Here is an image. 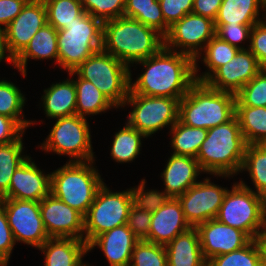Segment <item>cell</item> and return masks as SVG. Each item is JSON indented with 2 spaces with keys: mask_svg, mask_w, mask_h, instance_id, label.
Returning <instances> with one entry per match:
<instances>
[{
  "mask_svg": "<svg viewBox=\"0 0 266 266\" xmlns=\"http://www.w3.org/2000/svg\"><path fill=\"white\" fill-rule=\"evenodd\" d=\"M124 16L154 28L163 36L170 28L165 23L159 0H126Z\"/></svg>",
  "mask_w": 266,
  "mask_h": 266,
  "instance_id": "cell-32",
  "label": "cell"
},
{
  "mask_svg": "<svg viewBox=\"0 0 266 266\" xmlns=\"http://www.w3.org/2000/svg\"><path fill=\"white\" fill-rule=\"evenodd\" d=\"M54 120L56 123L46 141L41 143V149L46 153L54 152L60 156H69V162L93 161L94 153L87 119L72 115Z\"/></svg>",
  "mask_w": 266,
  "mask_h": 266,
  "instance_id": "cell-10",
  "label": "cell"
},
{
  "mask_svg": "<svg viewBox=\"0 0 266 266\" xmlns=\"http://www.w3.org/2000/svg\"><path fill=\"white\" fill-rule=\"evenodd\" d=\"M262 4H263L264 8L266 9V0H262Z\"/></svg>",
  "mask_w": 266,
  "mask_h": 266,
  "instance_id": "cell-52",
  "label": "cell"
},
{
  "mask_svg": "<svg viewBox=\"0 0 266 266\" xmlns=\"http://www.w3.org/2000/svg\"><path fill=\"white\" fill-rule=\"evenodd\" d=\"M228 188L210 181V177L197 182L178 197L186 221L191 227L215 219Z\"/></svg>",
  "mask_w": 266,
  "mask_h": 266,
  "instance_id": "cell-14",
  "label": "cell"
},
{
  "mask_svg": "<svg viewBox=\"0 0 266 266\" xmlns=\"http://www.w3.org/2000/svg\"><path fill=\"white\" fill-rule=\"evenodd\" d=\"M54 59L58 64L57 30L50 24L44 25L31 38L29 44L14 59V67L26 77L28 59Z\"/></svg>",
  "mask_w": 266,
  "mask_h": 266,
  "instance_id": "cell-24",
  "label": "cell"
},
{
  "mask_svg": "<svg viewBox=\"0 0 266 266\" xmlns=\"http://www.w3.org/2000/svg\"><path fill=\"white\" fill-rule=\"evenodd\" d=\"M76 87V115H97L116 106L92 82L79 76L74 80Z\"/></svg>",
  "mask_w": 266,
  "mask_h": 266,
  "instance_id": "cell-30",
  "label": "cell"
},
{
  "mask_svg": "<svg viewBox=\"0 0 266 266\" xmlns=\"http://www.w3.org/2000/svg\"><path fill=\"white\" fill-rule=\"evenodd\" d=\"M236 98L249 107H266V69H262L236 94Z\"/></svg>",
  "mask_w": 266,
  "mask_h": 266,
  "instance_id": "cell-41",
  "label": "cell"
},
{
  "mask_svg": "<svg viewBox=\"0 0 266 266\" xmlns=\"http://www.w3.org/2000/svg\"><path fill=\"white\" fill-rule=\"evenodd\" d=\"M239 181L226 192L216 219L260 239L266 233V198Z\"/></svg>",
  "mask_w": 266,
  "mask_h": 266,
  "instance_id": "cell-6",
  "label": "cell"
},
{
  "mask_svg": "<svg viewBox=\"0 0 266 266\" xmlns=\"http://www.w3.org/2000/svg\"><path fill=\"white\" fill-rule=\"evenodd\" d=\"M135 64H141L145 71L132 82L130 70V90L128 94L160 96L174 99L184 97L196 81L194 59L184 53L163 47L157 54Z\"/></svg>",
  "mask_w": 266,
  "mask_h": 266,
  "instance_id": "cell-1",
  "label": "cell"
},
{
  "mask_svg": "<svg viewBox=\"0 0 266 266\" xmlns=\"http://www.w3.org/2000/svg\"><path fill=\"white\" fill-rule=\"evenodd\" d=\"M161 173L164 191L148 190L151 194L163 198H178L191 186L195 185L198 176L204 171L196 158L171 154Z\"/></svg>",
  "mask_w": 266,
  "mask_h": 266,
  "instance_id": "cell-21",
  "label": "cell"
},
{
  "mask_svg": "<svg viewBox=\"0 0 266 266\" xmlns=\"http://www.w3.org/2000/svg\"><path fill=\"white\" fill-rule=\"evenodd\" d=\"M253 26L242 24L230 25V23L215 24L216 36L238 49H246L244 45L242 46V41L245 43V40H250V33Z\"/></svg>",
  "mask_w": 266,
  "mask_h": 266,
  "instance_id": "cell-43",
  "label": "cell"
},
{
  "mask_svg": "<svg viewBox=\"0 0 266 266\" xmlns=\"http://www.w3.org/2000/svg\"><path fill=\"white\" fill-rule=\"evenodd\" d=\"M151 220L152 194L144 188L128 212L126 225L139 240H145L150 231Z\"/></svg>",
  "mask_w": 266,
  "mask_h": 266,
  "instance_id": "cell-38",
  "label": "cell"
},
{
  "mask_svg": "<svg viewBox=\"0 0 266 266\" xmlns=\"http://www.w3.org/2000/svg\"><path fill=\"white\" fill-rule=\"evenodd\" d=\"M58 65L68 73L102 50L103 22L85 11L65 29L57 31Z\"/></svg>",
  "mask_w": 266,
  "mask_h": 266,
  "instance_id": "cell-8",
  "label": "cell"
},
{
  "mask_svg": "<svg viewBox=\"0 0 266 266\" xmlns=\"http://www.w3.org/2000/svg\"><path fill=\"white\" fill-rule=\"evenodd\" d=\"M170 128V145L174 155L196 158L200 147L207 137L208 130L183 124L179 119Z\"/></svg>",
  "mask_w": 266,
  "mask_h": 266,
  "instance_id": "cell-31",
  "label": "cell"
},
{
  "mask_svg": "<svg viewBox=\"0 0 266 266\" xmlns=\"http://www.w3.org/2000/svg\"><path fill=\"white\" fill-rule=\"evenodd\" d=\"M15 241L3 205L0 203V266H7Z\"/></svg>",
  "mask_w": 266,
  "mask_h": 266,
  "instance_id": "cell-46",
  "label": "cell"
},
{
  "mask_svg": "<svg viewBox=\"0 0 266 266\" xmlns=\"http://www.w3.org/2000/svg\"><path fill=\"white\" fill-rule=\"evenodd\" d=\"M235 116L247 145L266 143V107L244 106L236 98Z\"/></svg>",
  "mask_w": 266,
  "mask_h": 266,
  "instance_id": "cell-29",
  "label": "cell"
},
{
  "mask_svg": "<svg viewBox=\"0 0 266 266\" xmlns=\"http://www.w3.org/2000/svg\"><path fill=\"white\" fill-rule=\"evenodd\" d=\"M238 51L239 49L237 47L230 45L215 35L205 45L201 53L194 59L195 80L199 82H205L219 67L231 61ZM200 59L203 61L204 66L208 68V72L205 71L203 74L199 75L197 74L199 70V65H197V62Z\"/></svg>",
  "mask_w": 266,
  "mask_h": 266,
  "instance_id": "cell-28",
  "label": "cell"
},
{
  "mask_svg": "<svg viewBox=\"0 0 266 266\" xmlns=\"http://www.w3.org/2000/svg\"><path fill=\"white\" fill-rule=\"evenodd\" d=\"M179 101L169 97L128 94L123 108L127 104L133 108L127 116V123L149 137L178 121Z\"/></svg>",
  "mask_w": 266,
  "mask_h": 266,
  "instance_id": "cell-11",
  "label": "cell"
},
{
  "mask_svg": "<svg viewBox=\"0 0 266 266\" xmlns=\"http://www.w3.org/2000/svg\"><path fill=\"white\" fill-rule=\"evenodd\" d=\"M50 85L42 96L44 112L48 118L57 119L76 115V87L72 78Z\"/></svg>",
  "mask_w": 266,
  "mask_h": 266,
  "instance_id": "cell-26",
  "label": "cell"
},
{
  "mask_svg": "<svg viewBox=\"0 0 266 266\" xmlns=\"http://www.w3.org/2000/svg\"><path fill=\"white\" fill-rule=\"evenodd\" d=\"M146 180L134 188L113 192L105 183L98 189L94 201L84 216V240L87 245L98 235L125 225L128 212L142 194Z\"/></svg>",
  "mask_w": 266,
  "mask_h": 266,
  "instance_id": "cell-7",
  "label": "cell"
},
{
  "mask_svg": "<svg viewBox=\"0 0 266 266\" xmlns=\"http://www.w3.org/2000/svg\"><path fill=\"white\" fill-rule=\"evenodd\" d=\"M125 126L115 133L110 155L117 163L132 162L140 154L142 138L146 136L125 122Z\"/></svg>",
  "mask_w": 266,
  "mask_h": 266,
  "instance_id": "cell-33",
  "label": "cell"
},
{
  "mask_svg": "<svg viewBox=\"0 0 266 266\" xmlns=\"http://www.w3.org/2000/svg\"><path fill=\"white\" fill-rule=\"evenodd\" d=\"M6 52H8V54ZM2 60H5L6 62L11 63L14 66V58L11 54H9L7 44H6L5 29L0 27V62Z\"/></svg>",
  "mask_w": 266,
  "mask_h": 266,
  "instance_id": "cell-50",
  "label": "cell"
},
{
  "mask_svg": "<svg viewBox=\"0 0 266 266\" xmlns=\"http://www.w3.org/2000/svg\"><path fill=\"white\" fill-rule=\"evenodd\" d=\"M42 220L50 238L84 240V217L52 194L40 201Z\"/></svg>",
  "mask_w": 266,
  "mask_h": 266,
  "instance_id": "cell-16",
  "label": "cell"
},
{
  "mask_svg": "<svg viewBox=\"0 0 266 266\" xmlns=\"http://www.w3.org/2000/svg\"><path fill=\"white\" fill-rule=\"evenodd\" d=\"M190 228L178 198H163L152 194V220L145 241L166 246Z\"/></svg>",
  "mask_w": 266,
  "mask_h": 266,
  "instance_id": "cell-15",
  "label": "cell"
},
{
  "mask_svg": "<svg viewBox=\"0 0 266 266\" xmlns=\"http://www.w3.org/2000/svg\"><path fill=\"white\" fill-rule=\"evenodd\" d=\"M248 42V49L255 55L260 66L266 69V19L252 27Z\"/></svg>",
  "mask_w": 266,
  "mask_h": 266,
  "instance_id": "cell-45",
  "label": "cell"
},
{
  "mask_svg": "<svg viewBox=\"0 0 266 266\" xmlns=\"http://www.w3.org/2000/svg\"><path fill=\"white\" fill-rule=\"evenodd\" d=\"M29 0H0V27L6 28Z\"/></svg>",
  "mask_w": 266,
  "mask_h": 266,
  "instance_id": "cell-48",
  "label": "cell"
},
{
  "mask_svg": "<svg viewBox=\"0 0 266 266\" xmlns=\"http://www.w3.org/2000/svg\"><path fill=\"white\" fill-rule=\"evenodd\" d=\"M223 0H193L192 13L215 21Z\"/></svg>",
  "mask_w": 266,
  "mask_h": 266,
  "instance_id": "cell-49",
  "label": "cell"
},
{
  "mask_svg": "<svg viewBox=\"0 0 266 266\" xmlns=\"http://www.w3.org/2000/svg\"><path fill=\"white\" fill-rule=\"evenodd\" d=\"M159 4L169 27L193 10V0H159Z\"/></svg>",
  "mask_w": 266,
  "mask_h": 266,
  "instance_id": "cell-44",
  "label": "cell"
},
{
  "mask_svg": "<svg viewBox=\"0 0 266 266\" xmlns=\"http://www.w3.org/2000/svg\"><path fill=\"white\" fill-rule=\"evenodd\" d=\"M215 35L216 28L213 20L189 13L169 28L164 36V47L195 59Z\"/></svg>",
  "mask_w": 266,
  "mask_h": 266,
  "instance_id": "cell-13",
  "label": "cell"
},
{
  "mask_svg": "<svg viewBox=\"0 0 266 266\" xmlns=\"http://www.w3.org/2000/svg\"><path fill=\"white\" fill-rule=\"evenodd\" d=\"M139 239L122 225L96 236L88 245V252L100 248L110 266H129L132 252Z\"/></svg>",
  "mask_w": 266,
  "mask_h": 266,
  "instance_id": "cell-22",
  "label": "cell"
},
{
  "mask_svg": "<svg viewBox=\"0 0 266 266\" xmlns=\"http://www.w3.org/2000/svg\"><path fill=\"white\" fill-rule=\"evenodd\" d=\"M22 137L7 144H0V198L8 192L15 170L29 157L23 155L25 147Z\"/></svg>",
  "mask_w": 266,
  "mask_h": 266,
  "instance_id": "cell-37",
  "label": "cell"
},
{
  "mask_svg": "<svg viewBox=\"0 0 266 266\" xmlns=\"http://www.w3.org/2000/svg\"><path fill=\"white\" fill-rule=\"evenodd\" d=\"M165 249L168 266H207L195 227L177 235Z\"/></svg>",
  "mask_w": 266,
  "mask_h": 266,
  "instance_id": "cell-25",
  "label": "cell"
},
{
  "mask_svg": "<svg viewBox=\"0 0 266 266\" xmlns=\"http://www.w3.org/2000/svg\"><path fill=\"white\" fill-rule=\"evenodd\" d=\"M47 11V23L57 31L76 21L83 12L81 0H43Z\"/></svg>",
  "mask_w": 266,
  "mask_h": 266,
  "instance_id": "cell-39",
  "label": "cell"
},
{
  "mask_svg": "<svg viewBox=\"0 0 266 266\" xmlns=\"http://www.w3.org/2000/svg\"><path fill=\"white\" fill-rule=\"evenodd\" d=\"M25 130L14 120L0 114V144L18 140Z\"/></svg>",
  "mask_w": 266,
  "mask_h": 266,
  "instance_id": "cell-47",
  "label": "cell"
},
{
  "mask_svg": "<svg viewBox=\"0 0 266 266\" xmlns=\"http://www.w3.org/2000/svg\"><path fill=\"white\" fill-rule=\"evenodd\" d=\"M259 12H265V16L263 14L260 18ZM263 19H266V9L262 0H223L214 22L215 24L255 25Z\"/></svg>",
  "mask_w": 266,
  "mask_h": 266,
  "instance_id": "cell-27",
  "label": "cell"
},
{
  "mask_svg": "<svg viewBox=\"0 0 266 266\" xmlns=\"http://www.w3.org/2000/svg\"><path fill=\"white\" fill-rule=\"evenodd\" d=\"M242 171L249 173L255 192L266 198V143L246 145Z\"/></svg>",
  "mask_w": 266,
  "mask_h": 266,
  "instance_id": "cell-35",
  "label": "cell"
},
{
  "mask_svg": "<svg viewBox=\"0 0 266 266\" xmlns=\"http://www.w3.org/2000/svg\"><path fill=\"white\" fill-rule=\"evenodd\" d=\"M68 75L92 82L116 108L123 107L130 90V68L103 50L88 57Z\"/></svg>",
  "mask_w": 266,
  "mask_h": 266,
  "instance_id": "cell-9",
  "label": "cell"
},
{
  "mask_svg": "<svg viewBox=\"0 0 266 266\" xmlns=\"http://www.w3.org/2000/svg\"><path fill=\"white\" fill-rule=\"evenodd\" d=\"M207 266H265L262 242L252 239L241 249L212 257Z\"/></svg>",
  "mask_w": 266,
  "mask_h": 266,
  "instance_id": "cell-34",
  "label": "cell"
},
{
  "mask_svg": "<svg viewBox=\"0 0 266 266\" xmlns=\"http://www.w3.org/2000/svg\"><path fill=\"white\" fill-rule=\"evenodd\" d=\"M38 249L45 256L44 266H88L82 261L88 253L85 240L48 238Z\"/></svg>",
  "mask_w": 266,
  "mask_h": 266,
  "instance_id": "cell-23",
  "label": "cell"
},
{
  "mask_svg": "<svg viewBox=\"0 0 266 266\" xmlns=\"http://www.w3.org/2000/svg\"><path fill=\"white\" fill-rule=\"evenodd\" d=\"M15 243L21 242L39 248L50 238L45 229L40 202L0 198Z\"/></svg>",
  "mask_w": 266,
  "mask_h": 266,
  "instance_id": "cell-12",
  "label": "cell"
},
{
  "mask_svg": "<svg viewBox=\"0 0 266 266\" xmlns=\"http://www.w3.org/2000/svg\"><path fill=\"white\" fill-rule=\"evenodd\" d=\"M246 142L236 116L225 124L208 130L207 137L197 154V161L204 173L229 178L239 174Z\"/></svg>",
  "mask_w": 266,
  "mask_h": 266,
  "instance_id": "cell-3",
  "label": "cell"
},
{
  "mask_svg": "<svg viewBox=\"0 0 266 266\" xmlns=\"http://www.w3.org/2000/svg\"><path fill=\"white\" fill-rule=\"evenodd\" d=\"M84 11L103 23L124 16L126 0H81Z\"/></svg>",
  "mask_w": 266,
  "mask_h": 266,
  "instance_id": "cell-42",
  "label": "cell"
},
{
  "mask_svg": "<svg viewBox=\"0 0 266 266\" xmlns=\"http://www.w3.org/2000/svg\"><path fill=\"white\" fill-rule=\"evenodd\" d=\"M129 266H168L165 246L139 240L134 246Z\"/></svg>",
  "mask_w": 266,
  "mask_h": 266,
  "instance_id": "cell-40",
  "label": "cell"
},
{
  "mask_svg": "<svg viewBox=\"0 0 266 266\" xmlns=\"http://www.w3.org/2000/svg\"><path fill=\"white\" fill-rule=\"evenodd\" d=\"M262 69L248 48L239 49L233 59L219 67L205 83L213 89L236 95Z\"/></svg>",
  "mask_w": 266,
  "mask_h": 266,
  "instance_id": "cell-17",
  "label": "cell"
},
{
  "mask_svg": "<svg viewBox=\"0 0 266 266\" xmlns=\"http://www.w3.org/2000/svg\"><path fill=\"white\" fill-rule=\"evenodd\" d=\"M93 163L95 160L68 161L51 172V194L83 217L93 203L98 189L104 184Z\"/></svg>",
  "mask_w": 266,
  "mask_h": 266,
  "instance_id": "cell-5",
  "label": "cell"
},
{
  "mask_svg": "<svg viewBox=\"0 0 266 266\" xmlns=\"http://www.w3.org/2000/svg\"><path fill=\"white\" fill-rule=\"evenodd\" d=\"M164 47V36L136 19L121 16L103 23L102 50L129 68L157 54Z\"/></svg>",
  "mask_w": 266,
  "mask_h": 266,
  "instance_id": "cell-2",
  "label": "cell"
},
{
  "mask_svg": "<svg viewBox=\"0 0 266 266\" xmlns=\"http://www.w3.org/2000/svg\"><path fill=\"white\" fill-rule=\"evenodd\" d=\"M204 259L236 251L246 246L252 239L242 230L219 222L216 218L195 227Z\"/></svg>",
  "mask_w": 266,
  "mask_h": 266,
  "instance_id": "cell-18",
  "label": "cell"
},
{
  "mask_svg": "<svg viewBox=\"0 0 266 266\" xmlns=\"http://www.w3.org/2000/svg\"><path fill=\"white\" fill-rule=\"evenodd\" d=\"M236 95L195 81L179 101L178 119L185 125L211 129L235 116Z\"/></svg>",
  "mask_w": 266,
  "mask_h": 266,
  "instance_id": "cell-4",
  "label": "cell"
},
{
  "mask_svg": "<svg viewBox=\"0 0 266 266\" xmlns=\"http://www.w3.org/2000/svg\"><path fill=\"white\" fill-rule=\"evenodd\" d=\"M261 242H262V247L264 250V263L266 266V233L260 238Z\"/></svg>",
  "mask_w": 266,
  "mask_h": 266,
  "instance_id": "cell-51",
  "label": "cell"
},
{
  "mask_svg": "<svg viewBox=\"0 0 266 266\" xmlns=\"http://www.w3.org/2000/svg\"><path fill=\"white\" fill-rule=\"evenodd\" d=\"M25 101L27 100L24 94L14 83L0 80V114L14 119L24 130L36 123V121L23 119Z\"/></svg>",
  "mask_w": 266,
  "mask_h": 266,
  "instance_id": "cell-36",
  "label": "cell"
},
{
  "mask_svg": "<svg viewBox=\"0 0 266 266\" xmlns=\"http://www.w3.org/2000/svg\"><path fill=\"white\" fill-rule=\"evenodd\" d=\"M51 194V173L45 174L29 156L14 172L2 198L40 202Z\"/></svg>",
  "mask_w": 266,
  "mask_h": 266,
  "instance_id": "cell-20",
  "label": "cell"
},
{
  "mask_svg": "<svg viewBox=\"0 0 266 266\" xmlns=\"http://www.w3.org/2000/svg\"><path fill=\"white\" fill-rule=\"evenodd\" d=\"M47 24L43 0H29L16 18L5 28L9 54L15 59L37 31Z\"/></svg>",
  "mask_w": 266,
  "mask_h": 266,
  "instance_id": "cell-19",
  "label": "cell"
}]
</instances>
